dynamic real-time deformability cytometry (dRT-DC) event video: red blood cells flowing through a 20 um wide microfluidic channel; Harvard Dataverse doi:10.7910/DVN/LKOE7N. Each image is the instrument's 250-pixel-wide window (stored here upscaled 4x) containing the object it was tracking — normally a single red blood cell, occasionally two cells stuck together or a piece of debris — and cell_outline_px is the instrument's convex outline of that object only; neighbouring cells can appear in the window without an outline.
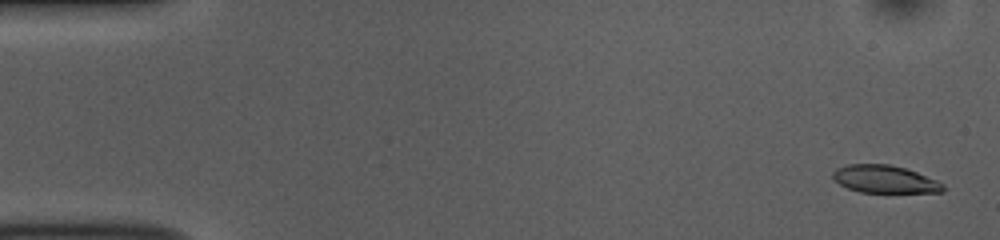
{"species": "common noctule bat (a hibernating species)", "species_latin": "Nyctalus noctula", "temperature_condition": "room temperature", "stored_images_in_passage": 53, "camera_frame_rate_fps": 3000, "um_per_image_px": 0.085, "animal": {"sex": "female", "body_mass_g": 10.0, "forearm_length_mm": 53.1}, "frame": {"image": 1, "passage_image": 2, "time_ms": 0.333, "image_size_px": [1000, 240], "cell_outline_px": [[944, 192], [860, 192], [848, 188], [840, 184], [832, 176], [832, 172], [836, 168], [848, 164], [888, 164], [904, 168], [916, 172], [936, 180], [944, 184]], "centroid_in_image_um": [75.19, 15.23], "position_along_channel_um": 9.8, "area_um2": 17.57}}
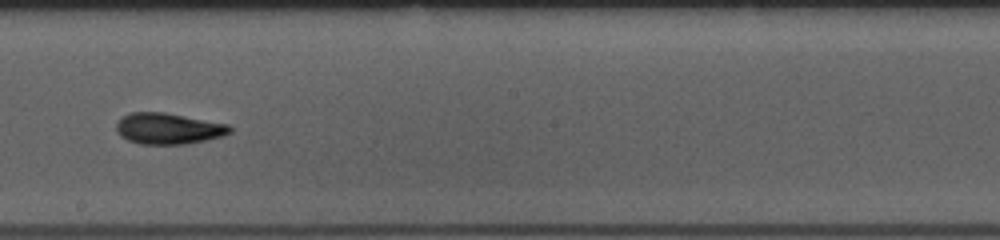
{"frame": {"image": 2, "passage_image": 30, "time_ms": 9.667, "image_size_px": [1000, 240], "cell_outline_px": [[232, 132], [224, 136], [184, 144], [140, 144], [128, 140], [120, 136], [116, 128], [116, 124], [120, 116], [132, 112], [164, 112], [228, 124], [232, 128]], "centroid_in_image_um": [14.29, 10.92], "position_along_channel_um": 233.9, "area_um2": 20.63}}
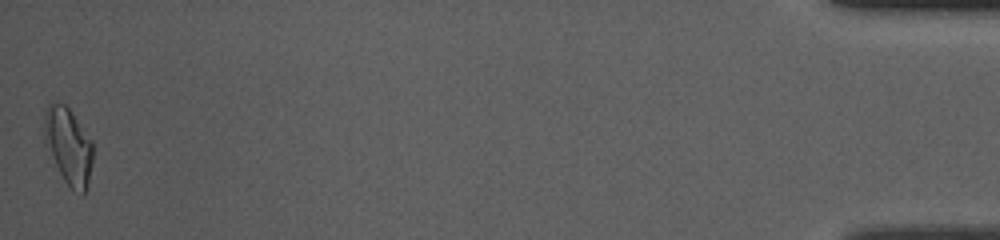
{"frame": {"image": 3, "passage_image": 53, "time_ms": 17.333, "image_size_px": [1000, 240], "cell_outline_px": [[92, 160], [88, 184], [84, 196], [72, 192], [64, 180], [44, 140], [44, 116], [48, 104], [52, 100], [56, 100], [64, 104], [68, 108], [92, 140]], "centroid_in_image_um": [5.82, 12.42], "position_along_channel_um": 429.4, "area_um2": 21.68}, "authors_computed_cell_mechanics": {"area_um2": 19.652, "velocity_mm_per_s": 3.7614, "shape_relaxation_time_tau1_ms": 5.2935, "shape_relaxation_time_tau2_ms": 2.6209, "deformation_change_tau1": 0.1581, "deformation_change_tau2": 0.0978}}